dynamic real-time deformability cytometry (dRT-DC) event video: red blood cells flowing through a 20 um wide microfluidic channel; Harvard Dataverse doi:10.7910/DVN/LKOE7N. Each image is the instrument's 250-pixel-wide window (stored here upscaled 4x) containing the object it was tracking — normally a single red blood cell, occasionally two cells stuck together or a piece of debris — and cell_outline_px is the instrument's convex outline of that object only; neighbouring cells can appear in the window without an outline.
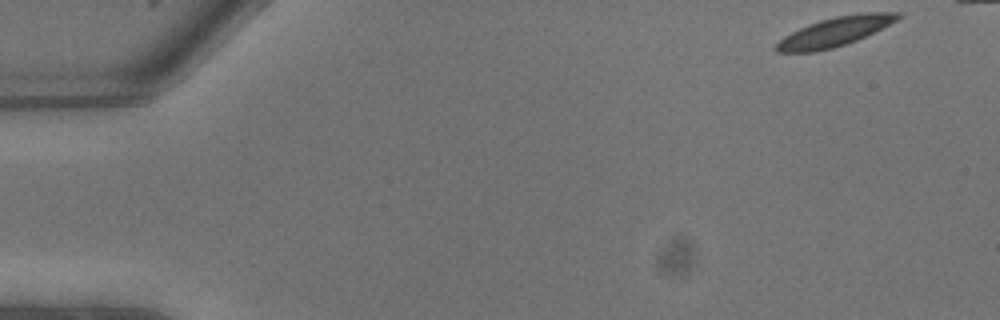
{"species": "common noctule bat (a hibernating species)", "species_latin": "Nyctalus noctula", "temperature_condition": "warm", "stored_images_in_passage": 11, "camera_frame_rate_fps": 3000, "um_per_image_px": 0.085, "animal": {"sex": "male", "body_mass_g": 13.3}, "frame": {"image": 1, "passage_image": 1, "time_ms": 0.0, "image_size_px": [1000, 320], "cell_outline_px": [[904, 16], [856, 40], [832, 48], [816, 52], [776, 52], [772, 48], [784, 36], [808, 24], [820, 20], [836, 16], [864, 12], [904, 12]], "centroid_in_image_um": [70.94, 2.69], "position_along_channel_um": 14.1, "area_um2": 20.46}}